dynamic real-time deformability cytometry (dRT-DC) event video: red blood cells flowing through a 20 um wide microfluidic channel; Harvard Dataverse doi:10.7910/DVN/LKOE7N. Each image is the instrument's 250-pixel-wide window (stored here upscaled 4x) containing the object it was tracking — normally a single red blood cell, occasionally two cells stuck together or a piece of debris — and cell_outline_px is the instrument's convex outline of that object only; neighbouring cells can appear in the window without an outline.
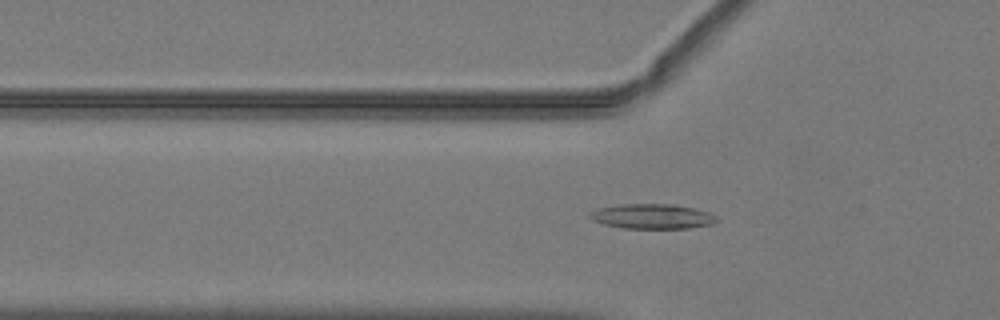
{"species": "common noctule bat (a hibernating species)", "species_latin": "Nyctalus noctula", "temperature_condition": "warm", "stored_images_in_passage": 52, "camera_frame_rate_fps": 3000, "um_per_image_px": 0.085, "animal": {"sex": "male", "body_mass_g": 19.2, "forearm_length_mm": 51.8}, "frame": {"image": 1, "passage_image": 18, "time_ms": 5.667, "image_size_px": [1000, 320], "cell_outline_px": [[720, 220], [712, 224], [688, 228], [624, 228], [604, 224], [592, 220], [588, 216], [588, 212], [596, 208], [620, 204], [672, 204], [696, 208], [708, 212], [716, 216]], "centroid_in_image_um": [55.42, 18.38], "position_along_channel_um": 70.4, "area_um2": 18.55}}
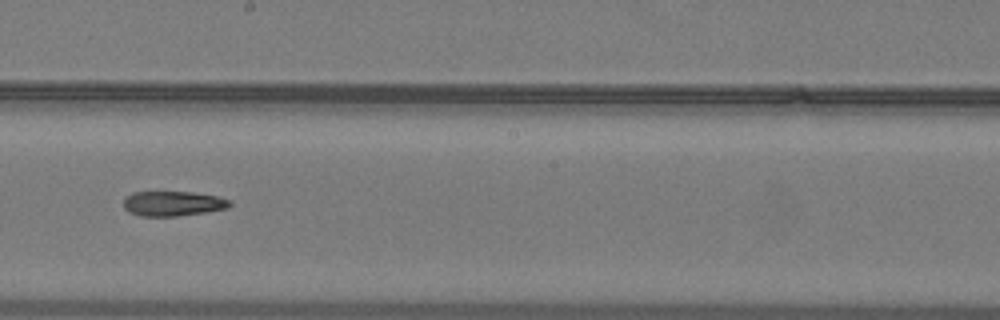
{"frame": {"image": 2, "passage_image": 30, "time_ms": 9.667, "image_size_px": [1000, 320], "cell_outline_px": [[232, 204], [224, 208], [204, 212], [176, 216], [140, 216], [128, 212], [124, 208], [124, 196], [132, 192], [192, 192], [216, 196], [232, 200]], "centroid_in_image_um": [14.64, 17.29], "position_along_channel_um": 233.6, "area_um2": 15.37}}
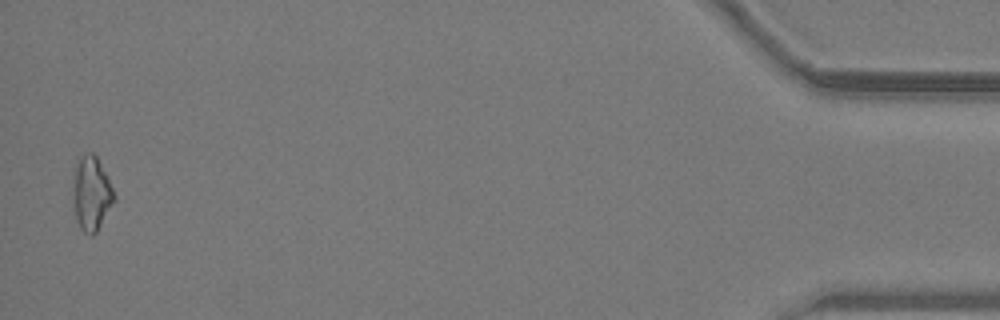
{"frame": {"image": 3, "passage_image": 51, "time_ms": 16.667, "image_size_px": [1000, 320], "cell_outline_px": [[116, 200], [96, 232], [92, 236], [84, 232], [80, 228], [76, 220], [72, 192], [76, 168], [80, 156], [88, 152], [92, 152], [96, 156], [108, 176], [116, 196]], "centroid_in_image_um": [7.79, 16.46], "position_along_channel_um": 427.4, "area_um2": 17.8}, "authors_computed_cell_mechanics": {"area_um2": 16.762, "velocity_mm_per_s": 4.0554, "shape_relaxation_time_tau1_ms": 5.6534, "shape_relaxation_time_tau2_ms": null, "deformation_change_tau1": 0.1786, "deformation_change_tau2": null}}